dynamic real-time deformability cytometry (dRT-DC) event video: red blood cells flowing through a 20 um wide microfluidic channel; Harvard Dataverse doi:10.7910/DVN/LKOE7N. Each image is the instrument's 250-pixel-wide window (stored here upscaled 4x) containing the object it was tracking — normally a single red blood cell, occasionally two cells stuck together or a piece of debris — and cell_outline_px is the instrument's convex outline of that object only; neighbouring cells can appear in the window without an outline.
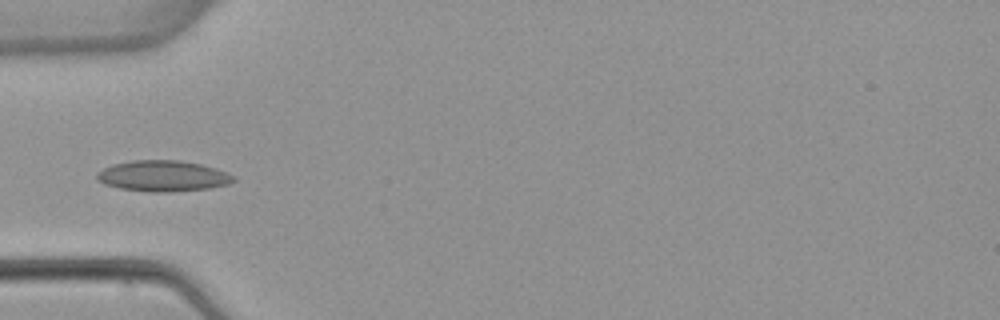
{"species": "common noctule bat (a hibernating species)", "species_latin": "Nyctalus noctula", "temperature_condition": "warm", "stored_images_in_passage": 5, "camera_frame_rate_fps": 3000, "um_per_image_px": 0.085, "animal": {"sex": "female", "body_mass_g": 22.7, "forearm_length_mm": 54.2}, "frame": {"image": 1, "passage_image": 5, "time_ms": 5.0, "image_size_px": [1000, 320], "cell_outline_px": [[236, 180], [228, 184], [208, 188], [168, 192], [148, 192], [120, 188], [104, 184], [96, 180], [96, 172], [112, 164], [132, 160], [180, 160], [200, 164], [216, 168], [236, 176]], "centroid_in_image_um": [13.83, 14.95], "position_along_channel_um": 71.2, "area_um2": 24.74}}